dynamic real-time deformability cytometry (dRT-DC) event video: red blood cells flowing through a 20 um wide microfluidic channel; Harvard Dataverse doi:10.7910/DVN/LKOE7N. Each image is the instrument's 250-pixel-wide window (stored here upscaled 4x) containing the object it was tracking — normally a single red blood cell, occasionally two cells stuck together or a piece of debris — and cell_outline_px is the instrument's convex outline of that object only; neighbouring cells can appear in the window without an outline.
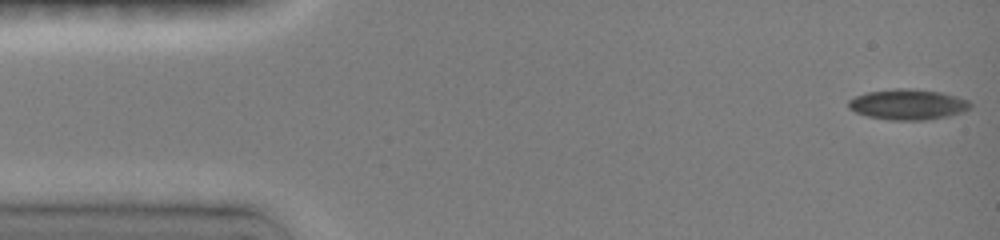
{"species": "common noctule bat (a hibernating species)", "species_latin": "Nyctalus noctula", "temperature_condition": "room temperature", "stored_images_in_passage": 47, "camera_frame_rate_fps": 3000, "um_per_image_px": 0.085, "animal": {"sex": "female", "body_mass_g": 19.0, "forearm_length_mm": 51.5}, "frame": {"image": 1, "passage_image": 1, "time_ms": 0.0, "image_size_px": [1000, 240], "cell_outline_px": [[972, 108], [964, 112], [948, 116], [924, 120], [888, 120], [868, 116], [856, 112], [848, 108], [848, 100], [856, 96], [868, 92], [896, 88], [912, 88], [940, 92], [956, 96], [968, 100], [972, 104]], "centroid_in_image_um": [77.19, 8.88], "position_along_channel_um": 7.8, "area_um2": 21.79}}
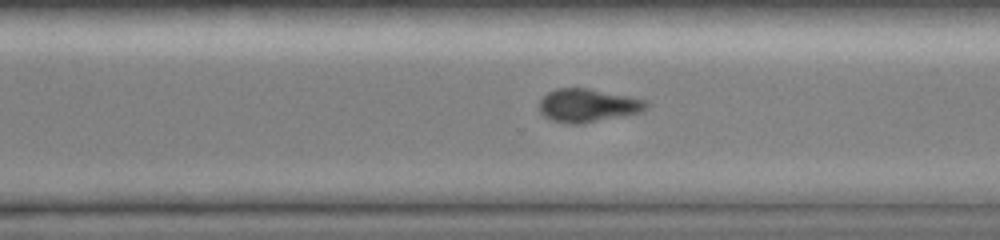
{"frame": {"image": 2, "passage_image": 33, "time_ms": 10.667, "image_size_px": [1000, 240], "cell_outline_px": [[648, 108], [640, 112], [580, 124], [568, 124], [552, 120], [544, 116], [540, 112], [540, 100], [548, 92], [556, 88], [588, 88], [644, 100], [648, 104]], "centroid_in_image_um": [49.92, 8.96], "position_along_channel_um": 320.7, "area_um2": 20.4}}
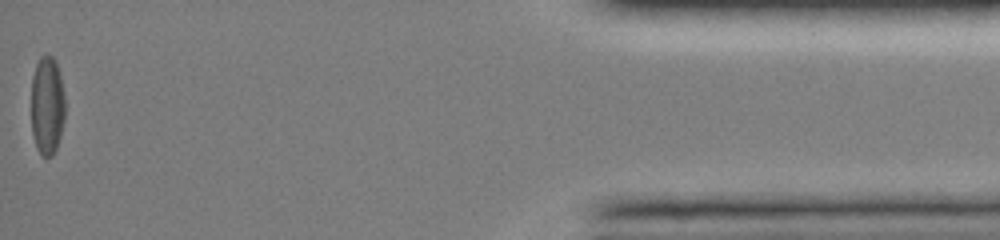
{"frame": {"image": 3, "passage_image": 47, "time_ms": 15.333, "image_size_px": [1000, 240], "cell_outline_px": [[64, 120], [60, 136], [56, 148], [52, 156], [44, 156], [36, 148], [32, 132], [32, 76], [36, 64], [40, 56], [48, 52], [56, 60], [64, 92]], "centroid_in_image_um": [4.01, 8.92], "position_along_channel_um": 431.2, "area_um2": 19.54}, "authors_computed_cell_mechanics": {"area_um2": 21.5016, "velocity_mm_per_s": 4.0305, "shape_relaxation_time_tau1_ms": 9.4727, "shape_relaxation_time_tau2_ms": 5.6818, "deformation_change_tau1": 0.1992, "deformation_change_tau2": 0.1138}}